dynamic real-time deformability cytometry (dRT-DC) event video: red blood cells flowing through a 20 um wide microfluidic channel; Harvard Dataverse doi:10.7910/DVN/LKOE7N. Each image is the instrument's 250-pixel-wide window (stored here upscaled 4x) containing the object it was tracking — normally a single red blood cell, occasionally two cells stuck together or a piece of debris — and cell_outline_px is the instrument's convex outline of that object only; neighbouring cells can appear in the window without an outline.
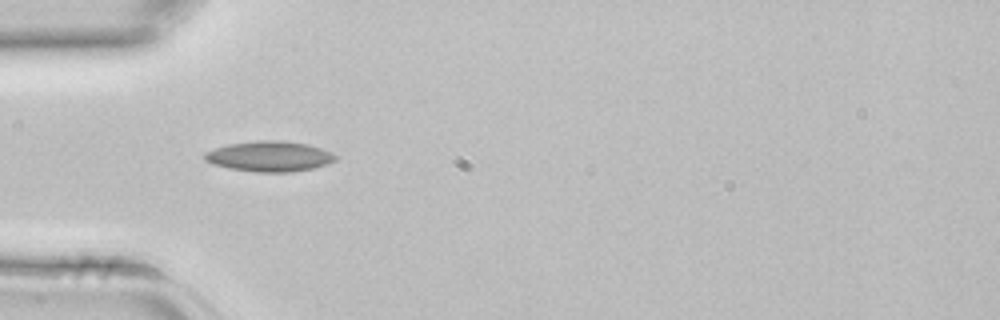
{"species": "common noctule bat (a hibernating species)", "species_latin": "Nyctalus noctula", "temperature_condition": "room temperature", "stored_images_in_passage": 4, "camera_frame_rate_fps": 3000, "um_per_image_px": 0.085, "animal": {"sex": "female", "body_mass_g": 22.7, "forearm_length_mm": 54.2}, "frame": {"image": 1, "passage_image": 4, "time_ms": 1.0, "image_size_px": [1000, 320], "cell_outline_px": [[340, 156], [336, 160], [328, 164], [312, 168], [292, 172], [256, 172], [232, 168], [212, 164], [204, 160], [204, 152], [228, 144], [260, 140], [280, 140], [308, 144], [332, 152]], "centroid_in_image_um": [22.94, 13.28], "position_along_channel_um": 62.1, "area_um2": 23.24}}